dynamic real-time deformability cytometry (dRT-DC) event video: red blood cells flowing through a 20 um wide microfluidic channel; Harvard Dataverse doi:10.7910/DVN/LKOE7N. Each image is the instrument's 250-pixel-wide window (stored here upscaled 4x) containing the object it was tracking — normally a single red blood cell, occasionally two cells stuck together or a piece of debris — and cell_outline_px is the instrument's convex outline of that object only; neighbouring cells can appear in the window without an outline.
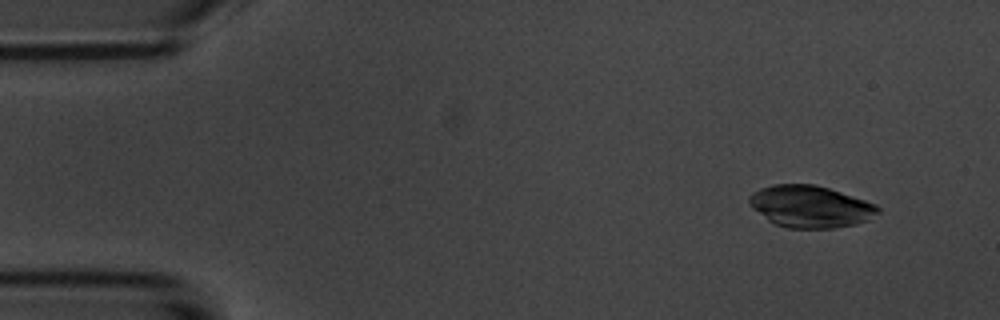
{"species": "common noctule bat (a hibernating species)", "species_latin": "Nyctalus noctula", "temperature_condition": "room temperature", "stored_images_in_passage": 5, "segment_of_instrument_passage": [1, 2], "camera_frame_rate_fps": 3000, "um_per_image_px": 0.085, "animal": {"sex": "male", "body_mass_g": 20.1, "forearm_length_mm": 53.5}, "frame": {"image": 1, "passage_image": 1, "time_ms": 0.0, "image_size_px": [1000, 320], "cell_outline_px": [[880, 212], [868, 220], [856, 224], [832, 228], [788, 228], [776, 224], [768, 220], [752, 208], [748, 200], [748, 196], [752, 192], [760, 188], [772, 184], [816, 184], [876, 204], [880, 208]], "centroid_in_image_um": [68.86, 17.55], "position_along_channel_um": 16.1, "area_um2": 31.44}}